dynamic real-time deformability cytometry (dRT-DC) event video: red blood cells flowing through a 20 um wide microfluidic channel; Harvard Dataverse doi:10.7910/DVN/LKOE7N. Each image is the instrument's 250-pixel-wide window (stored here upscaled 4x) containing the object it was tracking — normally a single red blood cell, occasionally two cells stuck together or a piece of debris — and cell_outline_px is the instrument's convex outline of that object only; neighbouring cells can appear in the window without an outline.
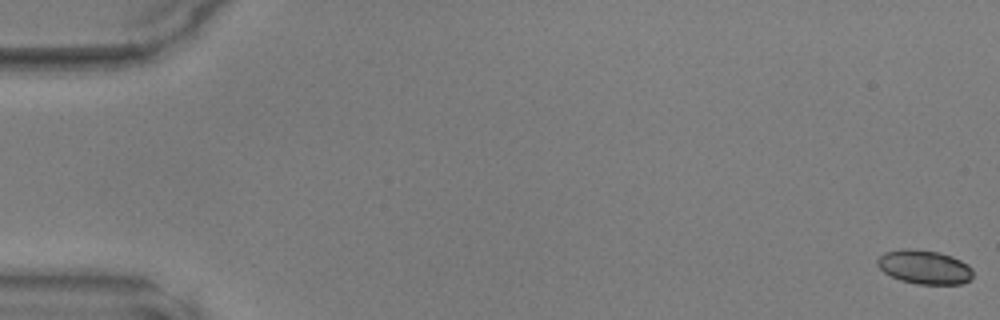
{"species": "common noctule bat (a hibernating species)", "species_latin": "Nyctalus noctula", "temperature_condition": "warm", "stored_images_in_passage": 49, "camera_frame_rate_fps": 3000, "um_per_image_px": 0.085, "animal": {"sex": "male", "body_mass_g": 17.9, "forearm_length_mm": 54.2}, "frame": {"image": 1, "passage_image": 1, "time_ms": 0.0, "image_size_px": [1000, 320], "cell_outline_px": [[972, 276], [968, 280], [960, 284], [916, 284], [900, 280], [884, 272], [876, 264], [876, 260], [884, 252], [904, 248], [908, 248], [940, 252], [952, 256], [968, 264], [972, 268]], "centroid_in_image_um": [78.56, 22.69], "position_along_channel_um": 6.4, "area_um2": 18.96}}
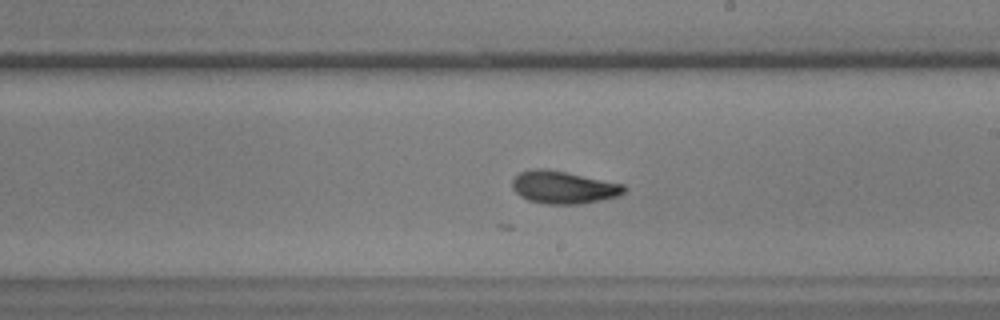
{"frame": {"image": 2, "passage_image": 29, "time_ms": 9.333, "image_size_px": [1000, 320], "cell_outline_px": [[628, 188], [620, 196], [580, 204], [548, 204], [528, 200], [520, 196], [512, 188], [512, 180], [520, 172], [536, 168], [544, 168], [624, 184]], "centroid_in_image_um": [47.9, 15.93], "position_along_channel_um": 241.1, "area_um2": 21.15}}
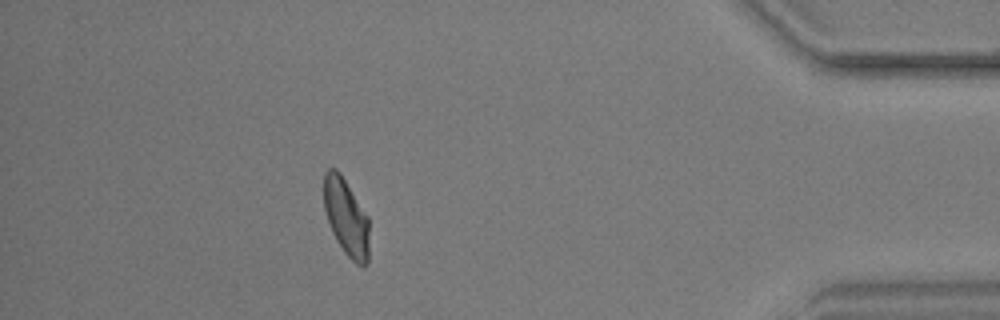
{"frame": {"image": 3, "passage_image": 44, "time_ms": 14.333, "image_size_px": [1000, 320], "cell_outline_px": [[368, 264], [364, 268], [356, 264], [344, 252], [336, 240], [328, 224], [324, 208], [324, 172], [328, 168], [336, 168], [340, 172], [368, 216]], "centroid_in_image_um": [29.42, 18.47], "position_along_channel_um": 405.8, "area_um2": 20.52}}